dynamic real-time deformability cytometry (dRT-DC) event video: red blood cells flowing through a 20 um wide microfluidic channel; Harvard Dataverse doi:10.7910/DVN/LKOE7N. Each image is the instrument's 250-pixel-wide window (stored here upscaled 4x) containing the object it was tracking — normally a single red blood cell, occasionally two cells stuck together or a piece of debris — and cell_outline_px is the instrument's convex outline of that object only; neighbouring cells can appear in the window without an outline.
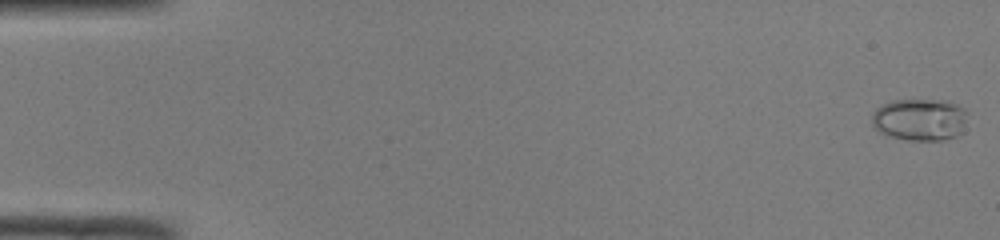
{"species": "common noctule bat (a hibernating species)", "species_latin": "Nyctalus noctula", "temperature_condition": "room temperature", "stored_images_in_passage": 50, "camera_frame_rate_fps": 3000, "um_per_image_px": 0.085, "animal": {"sex": "male", "body_mass_g": 19.0, "forearm_length_mm": 50.8}, "frame": {"image": 1, "passage_image": 1, "time_ms": 0.0, "image_size_px": [1000, 240], "cell_outline_px": [[968, 112], [964, 132], [956, 136], [940, 140], [908, 140], [888, 136], [880, 132], [872, 124], [872, 112], [876, 108], [892, 100], [948, 100], [964, 108]], "centroid_in_image_um": [78.22, 10.16], "position_along_channel_um": 6.8, "area_um2": 23.81}}
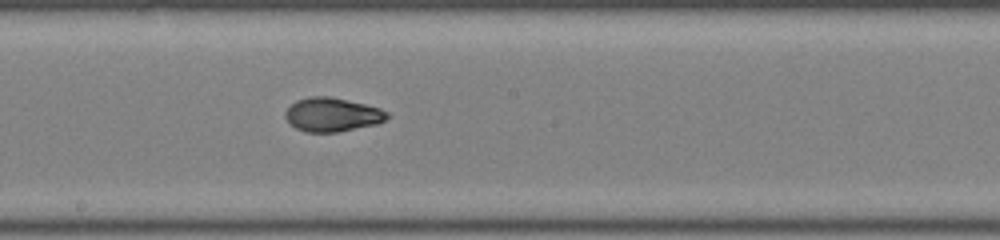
{"frame": {"image": 2, "passage_image": 28, "time_ms": 9.0, "image_size_px": [1000, 240], "cell_outline_px": [[388, 116], [384, 120], [376, 124], [336, 132], [304, 132], [288, 124], [284, 116], [284, 112], [296, 100], [308, 96], [332, 96], [380, 108], [388, 112]], "centroid_in_image_um": [28.18, 9.74], "position_along_channel_um": 220.0, "area_um2": 20.17}}
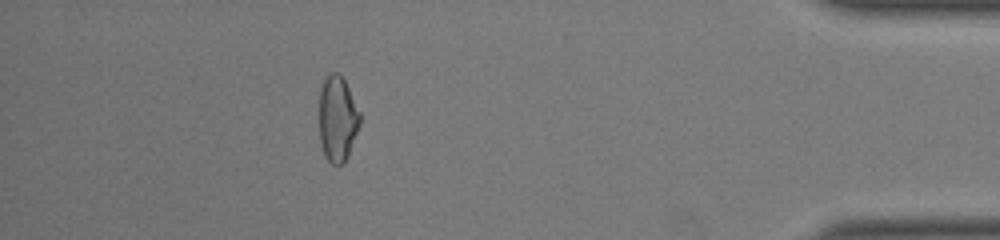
{"frame": {"image": 3, "passage_image": 45, "time_ms": 14.667, "image_size_px": [1000, 240], "cell_outline_px": [[360, 124], [348, 156], [344, 164], [332, 164], [324, 156], [320, 140], [320, 84], [328, 72], [340, 72], [360, 112]], "centroid_in_image_um": [28.68, 10.07], "position_along_channel_um": 406.5, "area_um2": 20.46}, "authors_computed_cell_mechanics": {"area_um2": 20.4612, "velocity_mm_per_s": 4.1212, "shape_relaxation_time_tau1_ms": 6.8382, "shape_relaxation_time_tau2_ms": 1.4634, "deformation_change_tau1": 0.2314, "deformation_change_tau2": 0.0363}}